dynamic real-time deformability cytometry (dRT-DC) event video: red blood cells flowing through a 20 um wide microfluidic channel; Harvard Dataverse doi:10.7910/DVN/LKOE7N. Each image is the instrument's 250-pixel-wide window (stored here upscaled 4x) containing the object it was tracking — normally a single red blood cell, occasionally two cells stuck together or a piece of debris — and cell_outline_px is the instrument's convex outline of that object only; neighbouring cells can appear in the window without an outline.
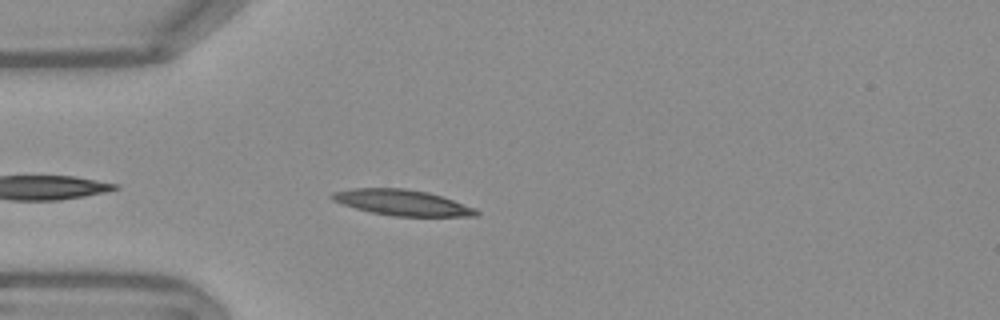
{"species": "Egyptian fruit bat (a non-hibernating species)", "species_latin": "Rousettus aegyptiacus", "temperature_condition": "warm", "stored_images_in_passage": 28, "camera_frame_rate_fps": 3000, "um_per_image_px": 0.085, "frame": {"image": 1, "passage_image": 3, "time_ms": 0.667, "image_size_px": [1000, 320], "cell_outline_px": [[480, 212], [476, 216], [392, 216], [372, 212], [356, 208], [332, 200], [328, 196], [332, 192], [352, 188], [404, 188], [428, 192], [476, 208]], "centroid_in_image_um": [34.16, 17.21], "position_along_channel_um": 50.8, "area_um2": 21.5}}
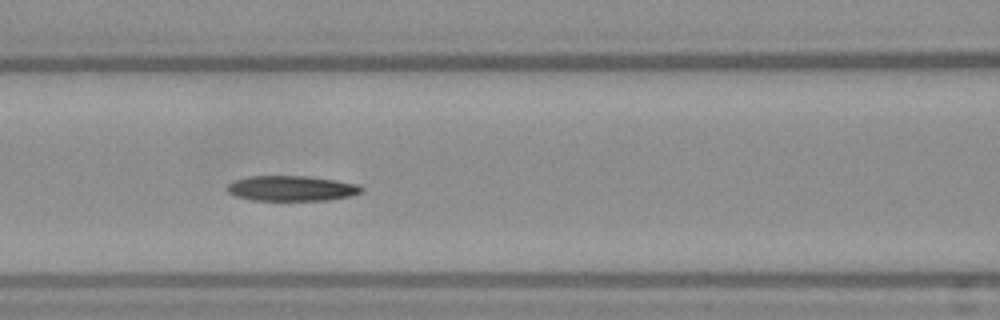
{"frame": {"image": 2, "passage_image": 11, "time_ms": 3.333, "image_size_px": [1000, 320], "cell_outline_px": [[364, 192], [352, 196], [328, 200], [252, 200], [236, 196], [228, 192], [224, 188], [232, 180], [248, 176], [308, 176], [336, 180], [356, 184], [364, 188]], "centroid_in_image_um": [24.77, 16.01], "position_along_channel_um": 141.8, "area_um2": 20.0}}
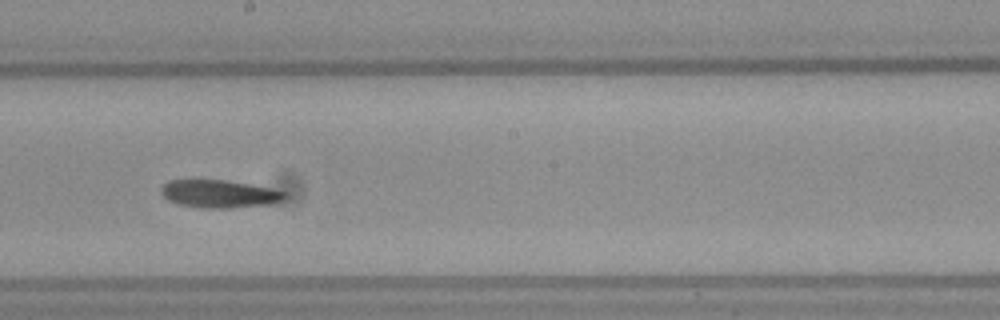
{"frame": {"image": 3, "passage_image": 18, "time_ms": 5.667, "image_size_px": [1000, 320], "cell_outline_px": [[288, 196], [284, 200], [268, 204], [228, 208], [204, 208], [176, 204], [168, 200], [160, 192], [160, 188], [168, 180], [224, 180], [252, 184], [288, 192]], "centroid_in_image_um": [18.65, 16.47], "position_along_channel_um": 229.5, "area_um2": 20.17}}